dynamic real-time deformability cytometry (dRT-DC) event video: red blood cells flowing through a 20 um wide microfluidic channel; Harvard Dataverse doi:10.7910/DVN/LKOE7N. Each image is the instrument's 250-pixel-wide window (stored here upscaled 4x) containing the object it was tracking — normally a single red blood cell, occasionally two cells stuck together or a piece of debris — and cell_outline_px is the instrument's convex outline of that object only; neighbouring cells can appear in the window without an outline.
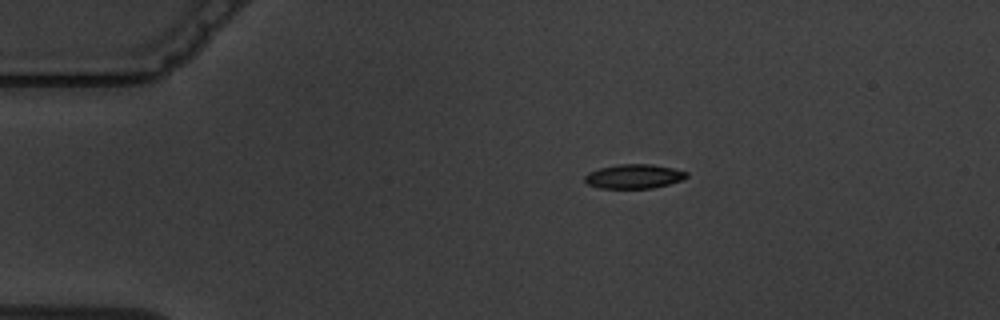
{"species": "common noctule bat (a hibernating species)", "species_latin": "Nyctalus noctula", "temperature_condition": "warm", "stored_images_in_passage": 5, "camera_frame_rate_fps": 3000, "um_per_image_px": 0.085, "animal": {"sex": "male", "body_mass_g": 19.5, "forearm_length_mm": 54.6}, "frame": {"image": 1, "passage_image": 2, "time_ms": 1.0, "image_size_px": [1000, 320], "cell_outline_px": [[688, 176], [680, 180], [668, 184], [652, 188], [600, 188], [588, 184], [584, 180], [584, 176], [588, 172], [600, 168], [616, 164], [652, 164], [672, 168], [688, 172]], "centroid_in_image_um": [53.86, 14.98], "position_along_channel_um": 31.1, "area_um2": 14.33}}